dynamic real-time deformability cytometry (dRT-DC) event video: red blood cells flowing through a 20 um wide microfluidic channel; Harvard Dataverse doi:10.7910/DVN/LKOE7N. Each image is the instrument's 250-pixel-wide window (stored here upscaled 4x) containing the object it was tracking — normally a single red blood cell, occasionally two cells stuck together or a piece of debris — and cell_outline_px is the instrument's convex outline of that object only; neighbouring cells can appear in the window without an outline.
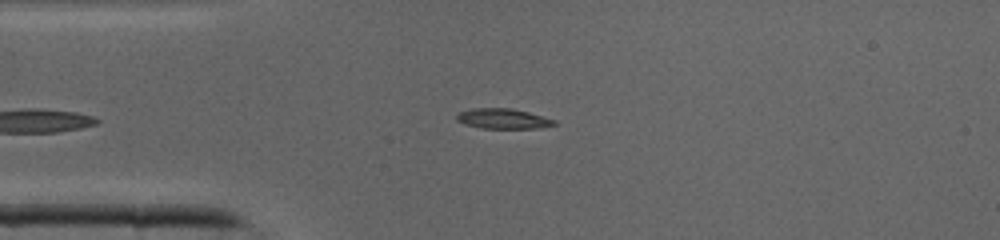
{"species": "common noctule bat (a hibernating species)", "species_latin": "Nyctalus noctula", "temperature_condition": "cold", "stored_images_in_passage": 31, "camera_frame_rate_fps": 3000, "um_per_image_px": 0.085, "animal": {"sex": "male", "body_mass_g": 19.0, "forearm_length_mm": 50.8}, "frame": {"image": 1, "passage_image": 3, "time_ms": 0.667, "image_size_px": [1000, 240], "cell_outline_px": [[556, 124], [540, 128], [480, 128], [464, 124], [456, 120], [456, 116], [460, 112], [472, 108], [512, 108], [528, 112], [556, 120]], "centroid_in_image_um": [42.74, 10.09], "position_along_channel_um": 42.3, "area_um2": 11.44}}
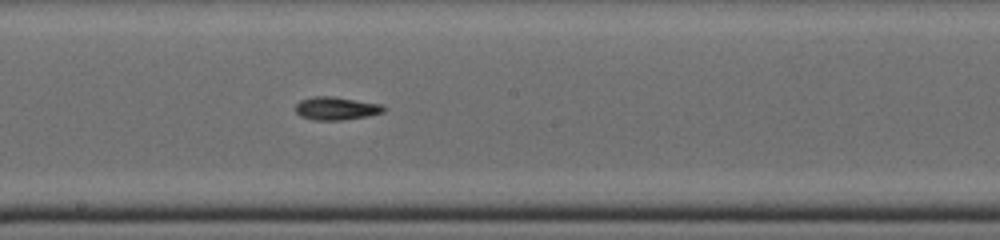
{"frame": {"image": 2, "passage_image": 15, "time_ms": 4.667, "image_size_px": [1000, 240], "cell_outline_px": [[384, 112], [368, 116], [340, 120], [316, 120], [300, 116], [296, 112], [296, 104], [300, 100], [316, 96], [332, 96], [380, 104], [384, 108]], "centroid_in_image_um": [28.55, 9.21], "position_along_channel_um": 219.6, "area_um2": 11.68}}
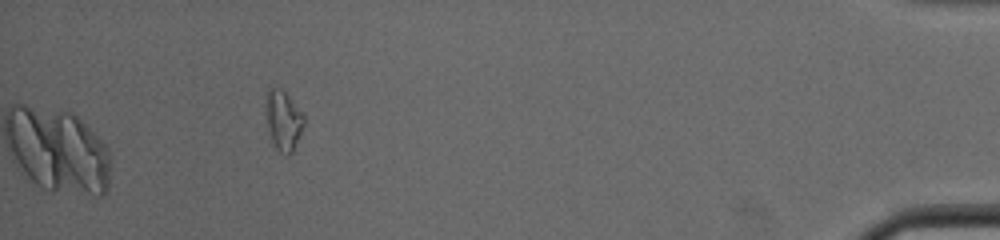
{"frame": {"image": 3, "passage_image": 31, "time_ms": 10.0, "image_size_px": [1000, 240], "cell_outline_px": [[304, 124], [292, 152], [288, 156], [280, 152], [276, 148], [272, 140], [264, 120], [268, 88], [280, 88], [288, 96], [304, 116]], "centroid_in_image_um": [24.04, 10.24], "position_along_channel_um": 411.2, "area_um2": 13.12}}